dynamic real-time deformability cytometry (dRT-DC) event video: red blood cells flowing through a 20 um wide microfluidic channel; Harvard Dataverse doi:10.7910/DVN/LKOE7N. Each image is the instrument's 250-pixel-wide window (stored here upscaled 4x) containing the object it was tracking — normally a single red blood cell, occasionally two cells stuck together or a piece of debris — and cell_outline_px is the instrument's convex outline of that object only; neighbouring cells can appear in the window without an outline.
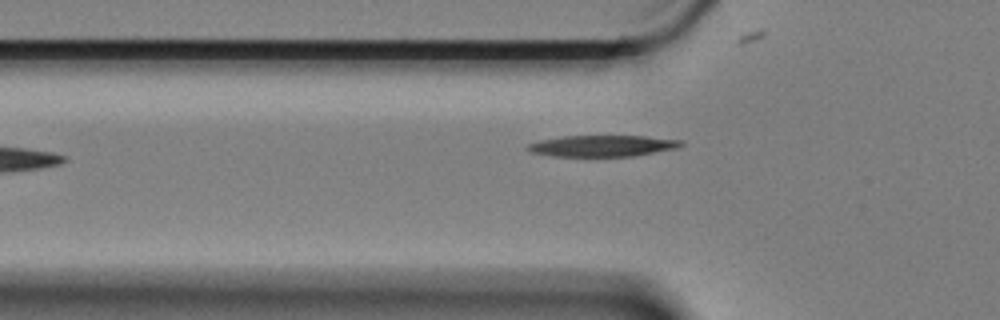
{"species": "Egyptian fruit bat (a non-hibernating species)", "species_latin": "Rousettus aegyptiacus", "temperature_condition": "cold", "stored_images_in_passage": 3, "camera_frame_rate_fps": 3000, "um_per_image_px": 0.085, "animal": {"sex": "female"}, "frame": {"image": 1, "passage_image": 3, "time_ms": 0.667, "image_size_px": [1000, 320], "cell_outline_px": [[684, 144], [676, 148], [632, 156], [552, 156], [528, 152], [524, 148], [528, 144], [540, 140], [564, 136], [644, 136], [684, 140]], "centroid_in_image_um": [51.16, 12.4], "position_along_channel_um": 74.6, "area_um2": 19.02}}